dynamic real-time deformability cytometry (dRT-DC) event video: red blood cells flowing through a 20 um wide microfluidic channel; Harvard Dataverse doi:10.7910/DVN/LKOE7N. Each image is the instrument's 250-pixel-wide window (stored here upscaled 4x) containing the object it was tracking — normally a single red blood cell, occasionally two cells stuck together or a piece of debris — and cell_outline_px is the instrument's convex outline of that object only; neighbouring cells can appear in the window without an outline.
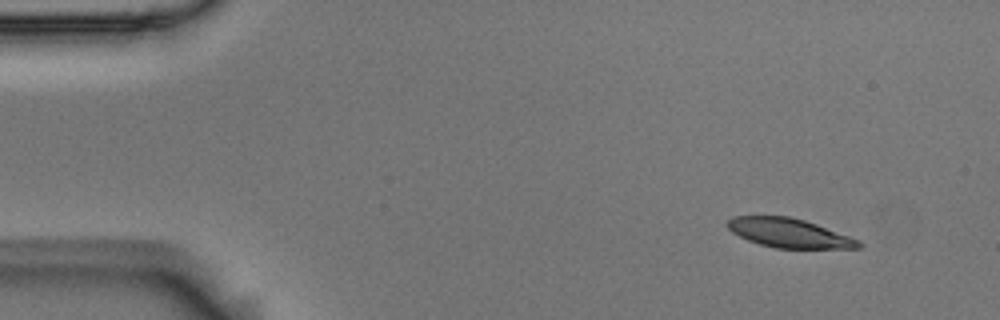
{"species": "Egyptian fruit bat (a non-hibernating species)", "species_latin": "Rousettus aegyptiacus", "temperature_condition": "room temperature", "stored_images_in_passage": 2, "camera_frame_rate_fps": 3000, "um_per_image_px": 0.085, "animal": {"sex": "male"}, "frame": {"image": 1, "passage_image": 2, "time_ms": 0.333, "image_size_px": [1000, 320], "cell_outline_px": [[864, 244], [860, 248], [776, 248], [760, 244], [748, 240], [732, 232], [724, 224], [732, 216], [788, 216], [804, 220], [816, 224], [860, 240]], "centroid_in_image_um": [67.06, 19.8], "position_along_channel_um": 17.9, "area_um2": 22.2}}